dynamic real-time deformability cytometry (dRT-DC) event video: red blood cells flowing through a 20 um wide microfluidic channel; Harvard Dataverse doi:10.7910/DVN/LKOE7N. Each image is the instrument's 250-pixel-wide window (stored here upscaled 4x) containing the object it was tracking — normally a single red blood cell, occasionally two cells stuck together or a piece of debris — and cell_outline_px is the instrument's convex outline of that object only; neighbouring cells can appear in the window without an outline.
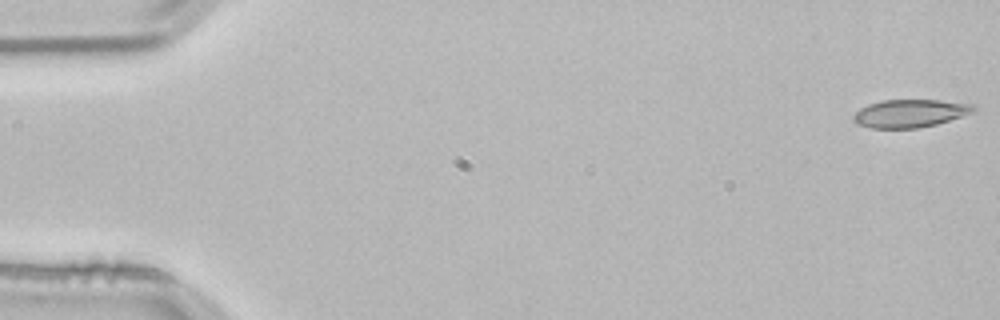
{"species": "common noctule bat (a hibernating species)", "species_latin": "Nyctalus noctula", "temperature_condition": "room temperature", "stored_images_in_passage": 53, "camera_frame_rate_fps": 3000, "um_per_image_px": 0.085, "animal": {"sex": "male", "body_mass_g": 21.5, "forearm_length_mm": 52.0}, "frame": {"image": 1, "passage_image": 1, "time_ms": 0.0, "image_size_px": [1000, 320], "cell_outline_px": [[976, 108], [972, 112], [936, 124], [920, 128], [872, 128], [856, 124], [852, 120], [852, 116], [860, 108], [868, 104], [884, 100], [940, 100], [976, 104]], "centroid_in_image_um": [77.32, 9.63], "position_along_channel_um": 7.7, "area_um2": 19.54}}
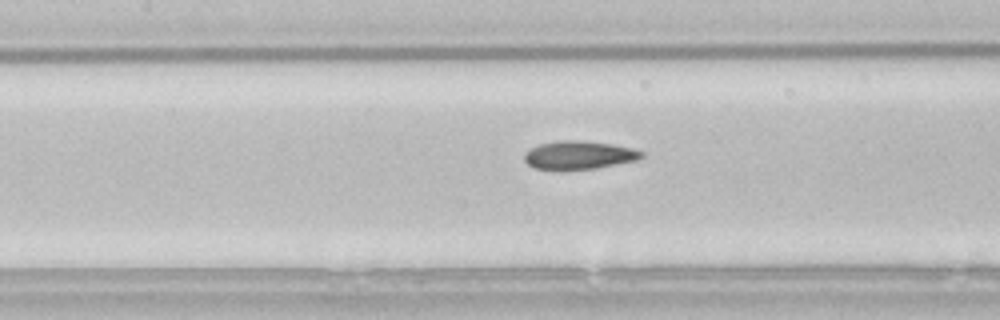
{"frame": {"image": 2, "passage_image": 24, "time_ms": 7.667, "image_size_px": [1000, 320], "cell_outline_px": [[644, 156], [636, 160], [596, 168], [560, 172], [536, 168], [528, 164], [524, 160], [524, 152], [540, 144], [556, 140], [580, 140], [612, 144], [632, 148], [644, 152]], "centroid_in_image_um": [49.17, 13.2], "position_along_channel_um": 158.2, "area_um2": 19.77}}
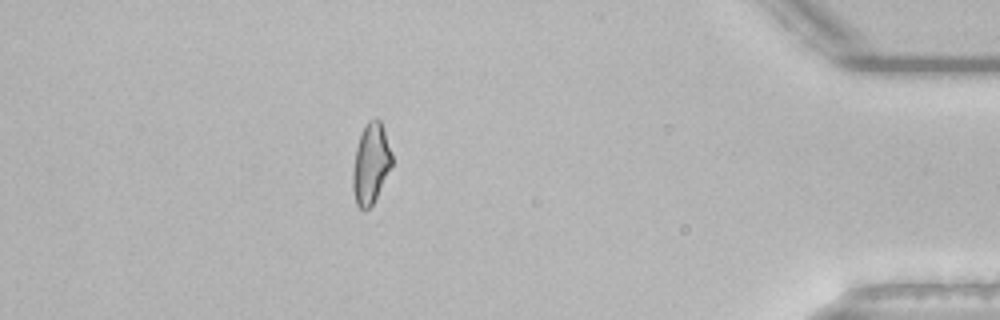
{"frame": {"image": 3, "passage_image": 47, "time_ms": 15.333, "image_size_px": [1000, 320], "cell_outline_px": [[392, 164], [372, 204], [364, 212], [356, 204], [352, 188], [352, 172], [356, 148], [360, 136], [368, 120], [376, 116], [380, 120], [392, 152]], "centroid_in_image_um": [31.5, 13.89], "position_along_channel_um": 403.7, "area_um2": 18.15}, "authors_computed_cell_mechanics": {"area_um2": 19.4208, "velocity_mm_per_s": 3.8192, "shape_relaxation_time_tau1_ms": null, "shape_relaxation_time_tau2_ms": 3.4884, "deformation_change_tau1": null, "deformation_change_tau2": 0.089}}